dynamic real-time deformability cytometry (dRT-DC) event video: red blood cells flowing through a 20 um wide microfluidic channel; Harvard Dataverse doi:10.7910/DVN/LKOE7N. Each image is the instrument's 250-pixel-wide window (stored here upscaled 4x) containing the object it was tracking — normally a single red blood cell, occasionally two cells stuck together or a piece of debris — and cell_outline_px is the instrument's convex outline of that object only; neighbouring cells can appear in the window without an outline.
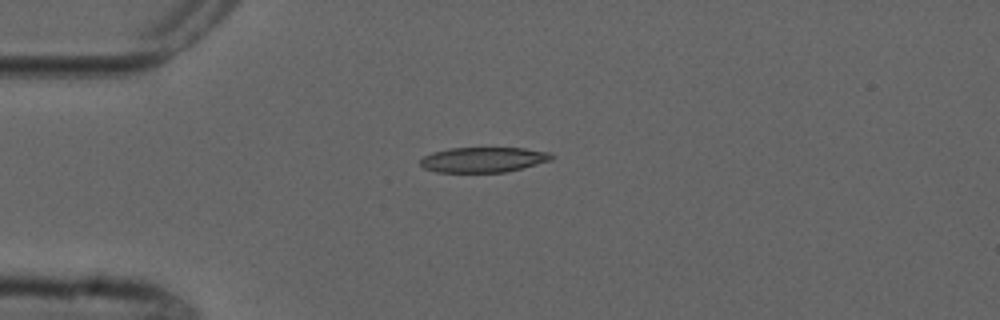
{"species": "common noctule bat (a hibernating species)", "species_latin": "Nyctalus noctula", "temperature_condition": "cold", "stored_images_in_passage": 1, "camera_frame_rate_fps": 3000, "um_per_image_px": 0.085, "animal": {"sex": "male", "forearm_length_mm": 52.5}, "frame": {"image": 1, "passage_image": 1, "time_ms": 0.0, "image_size_px": [1000, 320], "cell_outline_px": [[556, 156], [552, 160], [504, 172], [436, 172], [424, 168], [420, 164], [420, 160], [424, 156], [432, 152], [448, 148], [524, 148], [548, 152]], "centroid_in_image_um": [41.07, 13.57], "position_along_channel_um": 43.9, "area_um2": 19.19}}